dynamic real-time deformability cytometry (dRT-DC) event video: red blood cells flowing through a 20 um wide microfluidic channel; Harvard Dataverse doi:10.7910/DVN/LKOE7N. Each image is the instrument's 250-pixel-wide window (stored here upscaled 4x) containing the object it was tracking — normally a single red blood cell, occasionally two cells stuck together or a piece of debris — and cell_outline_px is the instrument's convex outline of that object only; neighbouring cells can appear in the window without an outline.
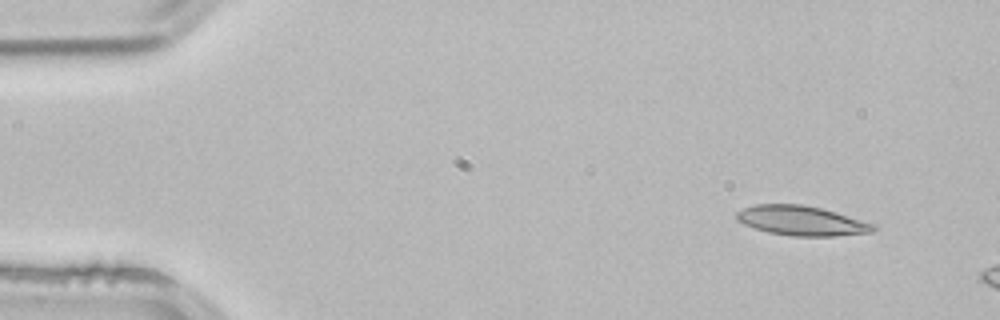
{"species": "common noctule bat (a hibernating species)", "species_latin": "Nyctalus noctula", "temperature_condition": "room temperature", "stored_images_in_passage": 3, "camera_frame_rate_fps": 3000, "um_per_image_px": 0.085, "animal": {"sex": "male", "body_mass_g": 21.5, "forearm_length_mm": 52.0}, "frame": {"image": 1, "passage_image": 1, "time_ms": 0.0, "image_size_px": [1000, 320], "cell_outline_px": [[876, 232], [836, 236], [792, 236], [768, 232], [744, 224], [736, 220], [736, 212], [744, 208], [756, 204], [804, 204], [836, 212], [876, 224]], "centroid_in_image_um": [68.17, 18.76], "position_along_channel_um": 16.8, "area_um2": 23.76}}